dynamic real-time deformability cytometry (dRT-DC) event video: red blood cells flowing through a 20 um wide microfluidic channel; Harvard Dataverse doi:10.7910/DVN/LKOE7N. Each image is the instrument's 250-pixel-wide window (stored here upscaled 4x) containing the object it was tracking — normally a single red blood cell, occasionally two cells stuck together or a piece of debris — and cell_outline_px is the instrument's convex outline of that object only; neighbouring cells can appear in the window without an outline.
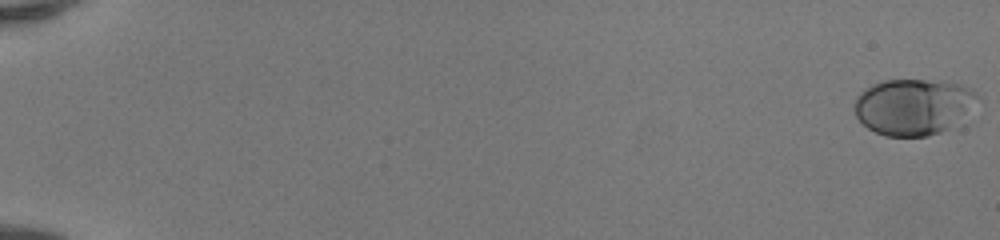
{"species": "human", "species_latin": "Homo sapiens", "temperature_condition": "room temperature", "stored_images_in_passage": 51, "camera_frame_rate_fps": 3000, "um_per_image_px": 0.085, "donor": {"sex": "female"}, "frame": {"image": 1, "passage_image": 1, "time_ms": 0.0, "image_size_px": [1000, 240], "cell_outline_px": [[984, 100], [948, 128], [940, 132], [928, 136], [884, 136], [868, 128], [856, 116], [856, 96], [864, 88], [872, 84], [884, 80], [948, 80], [972, 88]], "centroid_in_image_um": [77.7, 9.04], "position_along_channel_um": 7.3, "area_um2": 40.75}}
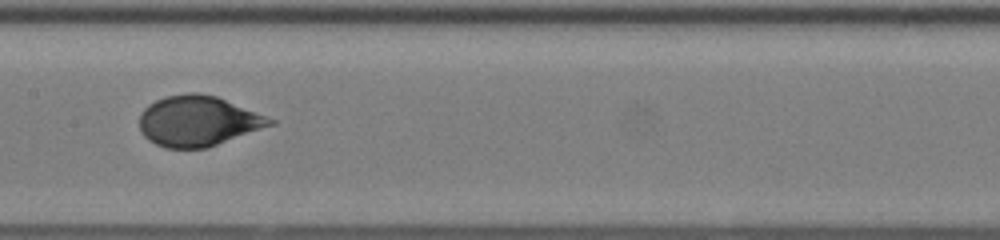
{"frame": {"image": 2, "passage_image": 29, "time_ms": 9.333, "image_size_px": [1000, 240], "cell_outline_px": [[276, 124], [208, 148], [164, 148], [148, 140], [144, 136], [140, 128], [140, 116], [144, 108], [148, 104], [156, 100], [168, 96], [192, 92], [196, 92], [216, 96], [276, 120]], "centroid_in_image_um": [16.84, 10.3], "position_along_channel_um": 190.6, "area_um2": 38.26}}
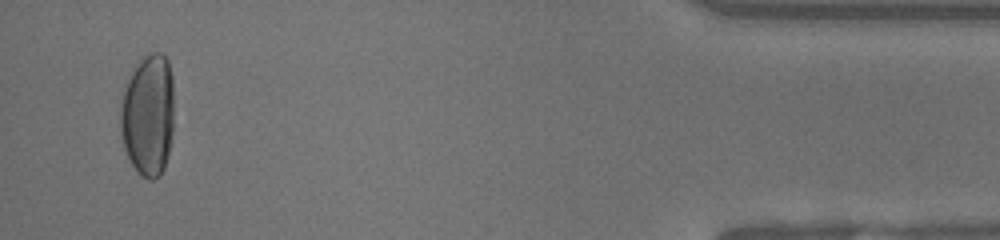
{"frame": {"image": 3, "passage_image": 50, "time_ms": 16.333, "image_size_px": [1000, 240], "cell_outline_px": [[172, 132], [168, 156], [164, 168], [160, 176], [152, 180], [148, 180], [140, 176], [136, 172], [124, 148], [120, 132], [120, 112], [124, 92], [128, 80], [132, 72], [140, 60], [148, 52], [160, 52], [168, 60], [172, 76]], "centroid_in_image_um": [12.58, 9.82], "position_along_channel_um": 422.6, "area_um2": 38.15}, "authors_computed_cell_mechanics": {"area_um2": 38.148, "velocity_mm_per_s": 4.1913, "shape_relaxation_time_tau1_ms": 6.965, "shape_relaxation_time_tau2_ms": null, "deformation_change_tau1": 0.2573, "deformation_change_tau2": null}}